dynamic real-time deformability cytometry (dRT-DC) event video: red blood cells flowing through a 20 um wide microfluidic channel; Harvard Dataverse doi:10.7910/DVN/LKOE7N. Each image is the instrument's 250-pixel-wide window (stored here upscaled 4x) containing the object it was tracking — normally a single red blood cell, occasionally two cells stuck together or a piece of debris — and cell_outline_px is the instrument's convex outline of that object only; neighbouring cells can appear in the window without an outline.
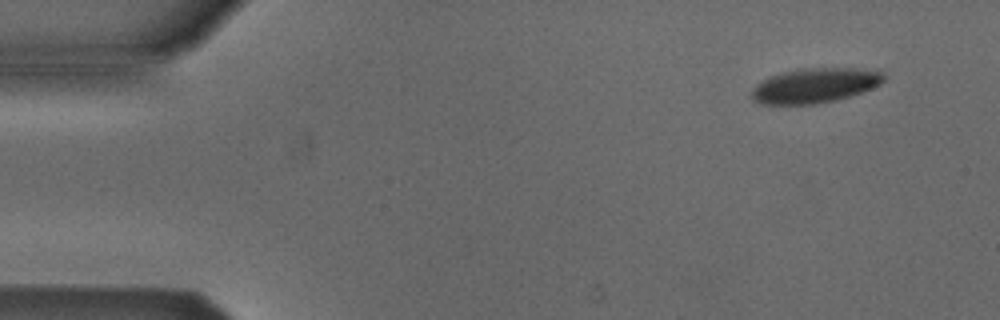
{"species": "Egyptian fruit bat (a non-hibernating species)", "species_latin": "Rousettus aegyptiacus", "temperature_condition": "cold", "stored_images_in_passage": 4, "camera_frame_rate_fps": 3000, "um_per_image_px": 0.085, "animal": {"sex": "male"}, "frame": {"image": 1, "passage_image": 1, "time_ms": 0.0, "image_size_px": [1000, 320], "cell_outline_px": [[884, 80], [880, 84], [872, 88], [836, 100], [816, 104], [760, 104], [752, 100], [752, 88], [760, 80], [780, 72], [796, 68], [876, 68], [884, 72]], "centroid_in_image_um": [69.26, 7.24], "position_along_channel_um": 15.7, "area_um2": 27.22}}
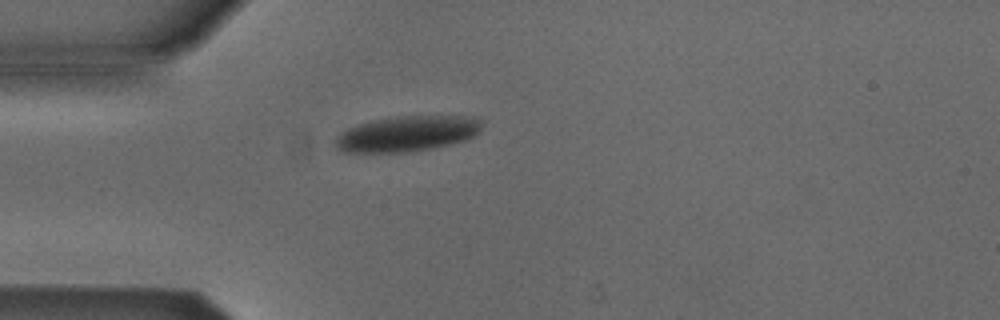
{"frame": {"image": 2, "passage_image": 4, "time_ms": 3.333, "image_size_px": [1000, 320], "cell_outline_px": [[484, 120], [480, 128], [472, 136], [464, 140], [432, 148], [408, 152], [344, 152], [336, 148], [332, 144], [336, 136], [340, 132], [356, 124], [372, 120], [396, 116], [460, 116]], "centroid_in_image_um": [34.51, 11.36], "position_along_channel_um": 50.5, "area_um2": 30.29}}